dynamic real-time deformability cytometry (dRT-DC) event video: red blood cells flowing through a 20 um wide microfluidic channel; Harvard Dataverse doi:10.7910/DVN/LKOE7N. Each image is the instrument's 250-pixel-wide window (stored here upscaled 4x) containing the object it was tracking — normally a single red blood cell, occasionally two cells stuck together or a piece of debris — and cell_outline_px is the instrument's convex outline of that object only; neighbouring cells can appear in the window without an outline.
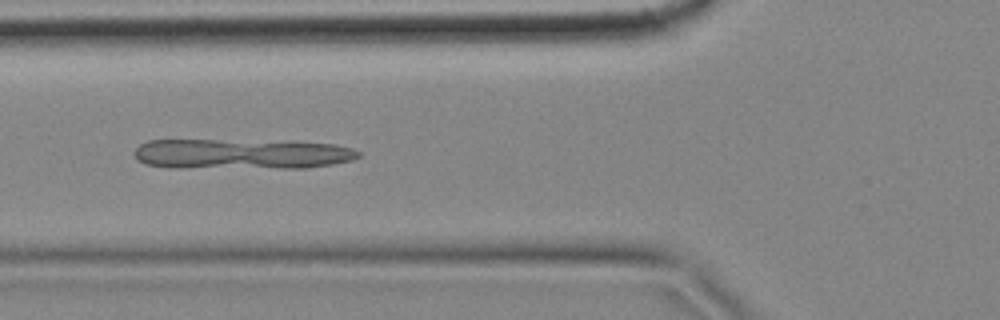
{"species": "common noctule bat (a hibernating species)", "species_latin": "Nyctalus noctula", "temperature_condition": "cold", "stored_images_in_passage": 13, "camera_frame_rate_fps": 3000, "um_per_image_px": 0.085, "animal": {"sex": "female", "body_mass_g": 18.4}, "frame": {"image": 1, "passage_image": 4, "time_ms": 1.0, "image_size_px": [1000, 320], "cell_outline_px": [[360, 156], [352, 160], [332, 164], [304, 168], [176, 168], [148, 164], [136, 160], [136, 148], [140, 144], [148, 140], [216, 140], [336, 144], [352, 148], [360, 152]], "centroid_in_image_um": [20.51, 13.11], "position_along_channel_um": 105.3, "area_um2": 39.25}}
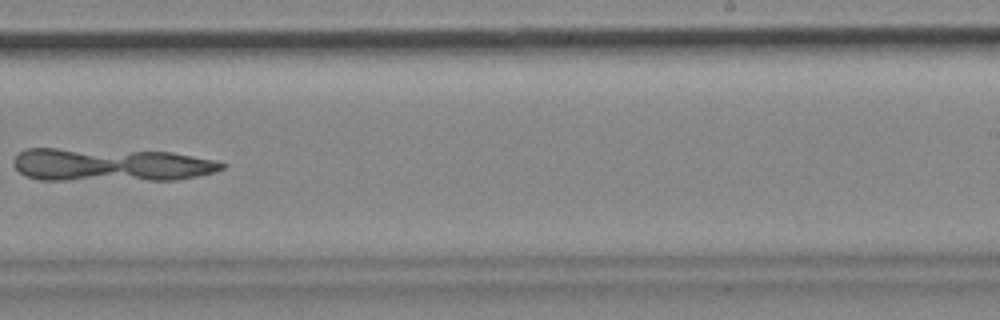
{"frame": {"image": 2, "passage_image": 8, "time_ms": 2.333, "image_size_px": [1000, 320], "cell_outline_px": [[228, 164], [224, 168], [216, 172], [176, 180], [40, 180], [28, 176], [20, 172], [12, 164], [12, 160], [24, 148], [56, 148], [172, 152], [216, 160]], "centroid_in_image_um": [9.44, 14.01], "position_along_channel_um": 279.6, "area_um2": 40.63}}